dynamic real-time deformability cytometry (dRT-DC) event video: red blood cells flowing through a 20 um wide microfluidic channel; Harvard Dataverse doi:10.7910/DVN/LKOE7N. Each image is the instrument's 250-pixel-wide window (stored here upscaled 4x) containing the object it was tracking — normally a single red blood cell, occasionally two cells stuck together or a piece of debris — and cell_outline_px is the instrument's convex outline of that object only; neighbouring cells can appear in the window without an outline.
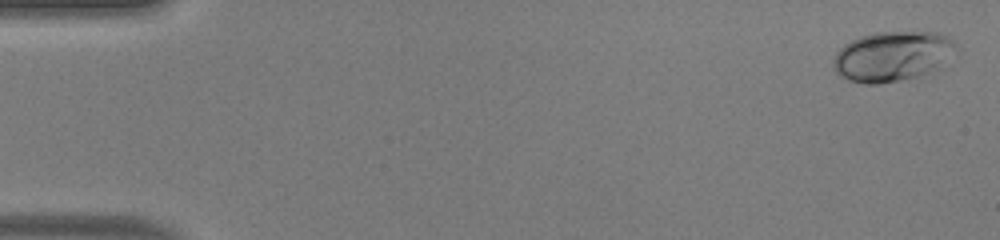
{"species": "human", "species_latin": "Homo sapiens", "temperature_condition": "warm", "stored_images_in_passage": 50, "camera_frame_rate_fps": 3000, "um_per_image_px": 0.085, "donor": {"sex": "male"}, "frame": {"image": 1, "passage_image": 1, "time_ms": 0.0, "image_size_px": [1000, 240], "cell_outline_px": [[956, 44], [940, 68], [916, 76], [900, 80], [876, 84], [864, 84], [848, 80], [840, 76], [832, 68], [832, 60], [836, 52], [844, 44], [860, 36], [876, 32], [940, 32], [948, 36]], "centroid_in_image_um": [75.78, 4.78], "position_along_channel_um": 9.2, "area_um2": 35.6}}
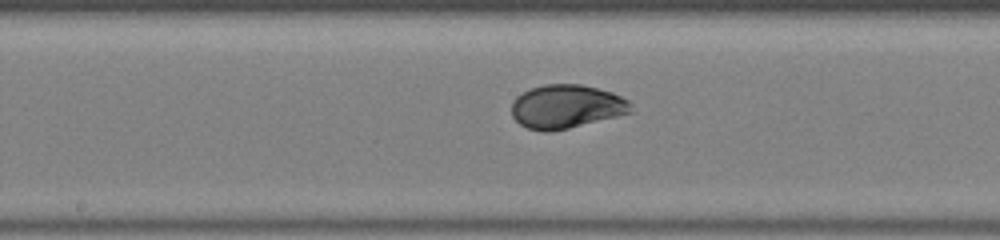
{"frame": {"image": 2, "passage_image": 26, "time_ms": 8.333, "image_size_px": [1000, 240], "cell_outline_px": [[632, 112], [568, 128], [548, 132], [544, 132], [528, 128], [520, 124], [512, 116], [512, 100], [516, 96], [532, 88], [544, 84], [580, 84], [612, 92], [628, 100], [632, 104]], "centroid_in_image_um": [48.12, 9.05], "position_along_channel_um": 200.1, "area_um2": 30.17}}
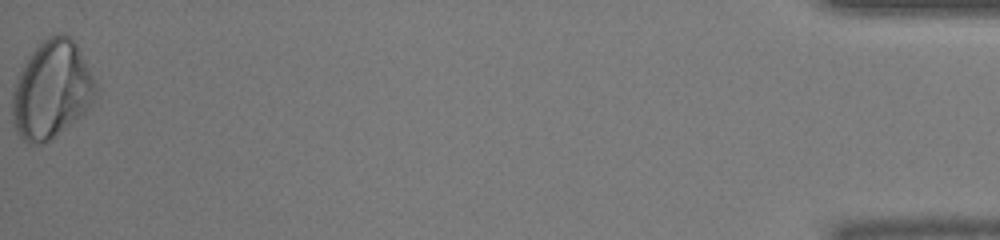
{"frame": {"image": 3, "passage_image": 50, "time_ms": 16.333, "image_size_px": [1000, 240], "cell_outline_px": [[96, 92], [92, 104], [84, 116], [56, 136], [40, 144], [28, 144], [16, 132], [12, 124], [12, 92], [16, 80], [28, 56], [48, 36], [56, 32], [60, 32], [72, 36], [96, 84]], "centroid_in_image_um": [4.39, 7.66], "position_along_channel_um": 430.8, "area_um2": 47.74}, "authors_computed_cell_mechanics": {"area_um2": 31.212, "velocity_mm_per_s": 4.1231, "shape_relaxation_time_tau1_ms": 3.1306, "shape_relaxation_time_tau2_ms": null, "deformation_change_tau1": 0.1558, "deformation_change_tau2": null}}